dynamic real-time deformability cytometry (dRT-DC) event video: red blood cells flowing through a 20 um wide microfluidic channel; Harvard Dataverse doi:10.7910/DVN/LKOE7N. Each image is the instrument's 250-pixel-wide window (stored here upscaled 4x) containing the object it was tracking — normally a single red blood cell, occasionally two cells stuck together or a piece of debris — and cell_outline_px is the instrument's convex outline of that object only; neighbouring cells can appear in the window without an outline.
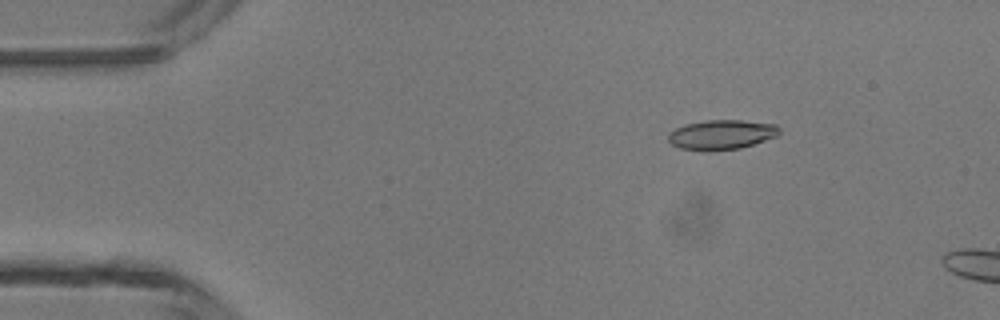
{"species": "common noctule bat (a hibernating species)", "species_latin": "Nyctalus noctula", "temperature_condition": "room temperature", "stored_images_in_passage": 3, "camera_frame_rate_fps": 3000, "um_per_image_px": 0.085, "animal": {"sex": "male", "body_mass_g": 13.3}, "frame": {"image": 1, "passage_image": 2, "time_ms": 1.333, "image_size_px": [1000, 320], "cell_outline_px": [[780, 132], [776, 136], [740, 148], [708, 152], [704, 152], [680, 148], [672, 144], [668, 140], [668, 132], [676, 128], [688, 124], [708, 120], [740, 120], [776, 124], [780, 128]], "centroid_in_image_um": [61.31, 11.46], "position_along_channel_um": 23.7, "area_um2": 19.25}}